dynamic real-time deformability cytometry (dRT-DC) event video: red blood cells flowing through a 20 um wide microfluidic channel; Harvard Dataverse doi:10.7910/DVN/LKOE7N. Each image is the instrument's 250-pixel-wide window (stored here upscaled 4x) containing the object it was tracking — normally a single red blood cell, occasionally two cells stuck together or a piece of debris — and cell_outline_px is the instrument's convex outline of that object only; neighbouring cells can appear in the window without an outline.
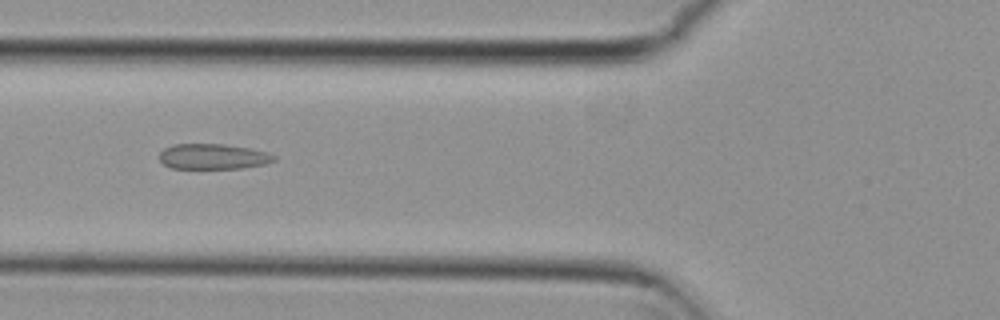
{"species": "common noctule bat (a hibernating species)", "species_latin": "Nyctalus noctula", "temperature_condition": "cold", "stored_images_in_passage": 7, "camera_frame_rate_fps": 3000, "um_per_image_px": 0.085, "animal": {"sex": "female", "body_mass_g": 29.2, "forearm_length_mm": 56.3}, "frame": {"image": 1, "passage_image": 5, "time_ms": 1.333, "image_size_px": [1000, 320], "cell_outline_px": [[276, 160], [264, 164], [244, 168], [172, 168], [164, 164], [160, 160], [160, 152], [164, 148], [172, 144], [224, 144], [248, 148], [268, 152], [276, 156]], "centroid_in_image_um": [18.12, 13.3], "position_along_channel_um": 107.7, "area_um2": 16.94}}
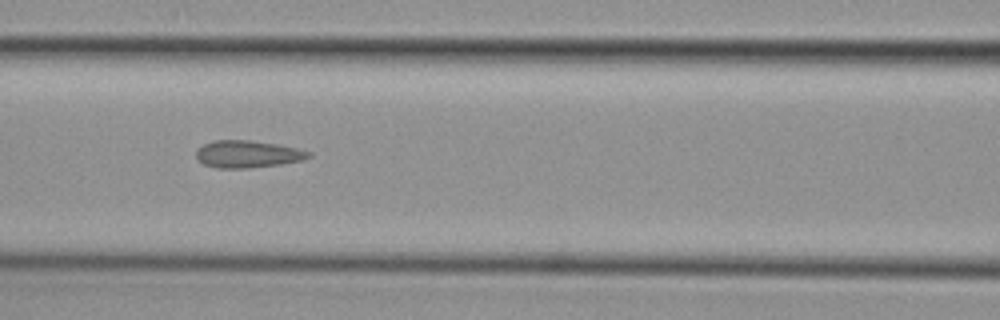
{"frame": {"image": 2, "passage_image": 6, "time_ms": 1.667, "image_size_px": [1000, 320], "cell_outline_px": [[312, 156], [304, 160], [280, 164], [248, 168], [216, 168], [204, 164], [196, 160], [196, 148], [204, 144], [216, 140], [248, 140], [276, 144], [296, 148], [312, 152]], "centroid_in_image_um": [21.03, 13.1], "position_along_channel_um": 145.6, "area_um2": 17.92}}